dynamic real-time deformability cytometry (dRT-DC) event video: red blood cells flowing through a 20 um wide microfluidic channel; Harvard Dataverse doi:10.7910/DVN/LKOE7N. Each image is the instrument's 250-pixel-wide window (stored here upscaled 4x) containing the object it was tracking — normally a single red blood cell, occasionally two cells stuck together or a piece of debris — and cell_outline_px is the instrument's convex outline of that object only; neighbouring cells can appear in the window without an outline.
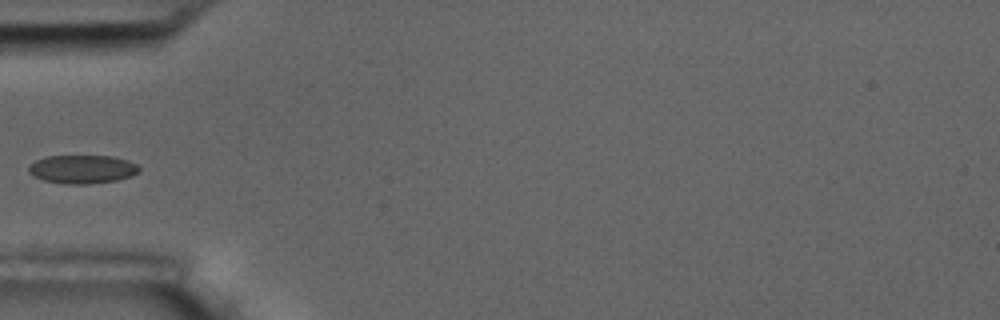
{"species": "common noctule bat (a hibernating species)", "species_latin": "Nyctalus noctula", "temperature_condition": "room temperature", "stored_images_in_passage": 5, "camera_frame_rate_fps": 3000, "um_per_image_px": 0.085, "animal": {"sex": "male", "body_mass_g": 17.5, "forearm_length_mm": 52.3}, "frame": {"image": 1, "passage_image": 5, "time_ms": 4.667, "image_size_px": [1000, 320], "cell_outline_px": [[140, 168], [132, 176], [116, 180], [84, 184], [68, 184], [44, 180], [32, 176], [28, 172], [28, 164], [44, 156], [112, 156], [128, 160], [136, 164]], "centroid_in_image_um": [6.95, 14.37], "position_along_channel_um": 78.1, "area_um2": 18.32}}